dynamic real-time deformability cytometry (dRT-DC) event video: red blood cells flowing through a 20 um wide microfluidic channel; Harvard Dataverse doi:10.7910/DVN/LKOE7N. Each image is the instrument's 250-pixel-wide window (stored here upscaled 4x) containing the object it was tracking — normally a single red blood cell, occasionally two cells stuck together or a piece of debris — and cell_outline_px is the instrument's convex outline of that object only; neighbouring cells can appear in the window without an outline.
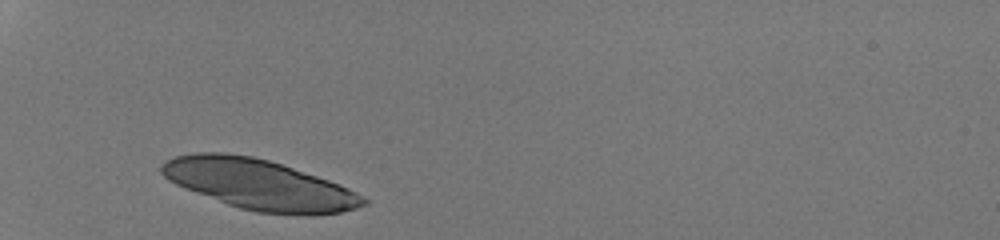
{"species": "human", "species_latin": "Homo sapiens", "temperature_condition": "room temperature", "stored_images_in_passage": 27, "camera_frame_rate_fps": 3000, "um_per_image_px": 0.085, "donor": {"sex": "male"}, "frame": {"image": 1, "passage_image": 1, "time_ms": 0.0, "image_size_px": [1000, 240], "cell_outline_px": [[368, 204], [356, 208], [340, 212], [308, 216], [304, 216], [256, 212], [240, 208], [228, 204], [184, 188], [168, 180], [160, 172], [160, 168], [168, 160], [176, 156], [196, 152], [224, 152], [252, 156], [268, 160], [328, 180], [348, 188], [364, 196], [368, 200]], "centroid_in_image_um": [22.04, 15.69], "position_along_channel_um": 63.0, "area_um2": 58.72}}